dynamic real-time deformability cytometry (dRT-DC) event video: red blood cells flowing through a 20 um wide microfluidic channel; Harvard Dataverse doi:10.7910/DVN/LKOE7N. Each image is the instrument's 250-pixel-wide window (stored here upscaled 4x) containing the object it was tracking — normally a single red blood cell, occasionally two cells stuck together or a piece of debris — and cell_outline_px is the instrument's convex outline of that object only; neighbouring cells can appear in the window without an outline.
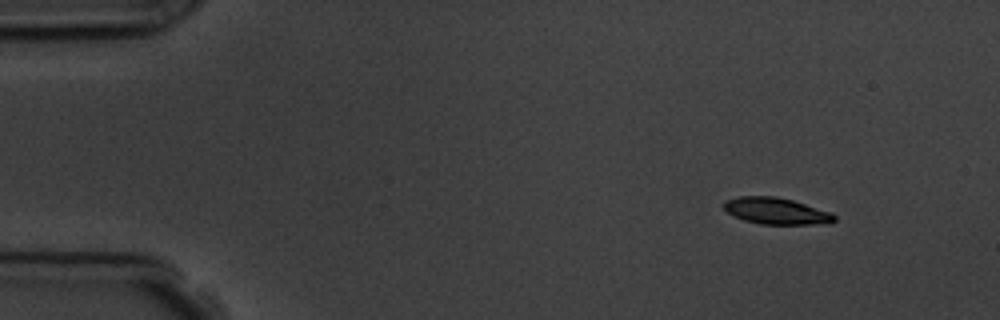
{"species": "common noctule bat (a hibernating species)", "species_latin": "Nyctalus noctula", "temperature_condition": "room temperature", "stored_images_in_passage": 5, "camera_frame_rate_fps": 3000, "um_per_image_px": 0.085, "animal": {"sex": "male", "body_mass_g": 19.5, "forearm_length_mm": 54.6}, "frame": {"image": 1, "passage_image": 1, "time_ms": 0.0, "image_size_px": [1000, 320], "cell_outline_px": [[836, 220], [832, 224], [760, 224], [744, 220], [728, 212], [720, 204], [724, 200], [740, 196], [776, 196], [792, 200], [832, 212], [836, 216]], "centroid_in_image_um": [66.0, 17.93], "position_along_channel_um": 19.0, "area_um2": 17.28}}
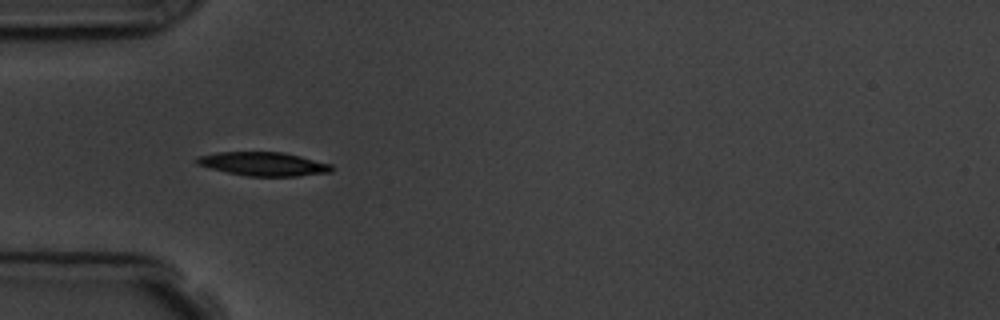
{"frame": {"image": 2, "passage_image": 4, "time_ms": 3.667, "image_size_px": [1000, 320], "cell_outline_px": [[332, 172], [296, 176], [248, 176], [228, 172], [196, 164], [196, 156], [216, 152], [280, 152], [300, 156], [332, 164]], "centroid_in_image_um": [22.39, 13.93], "position_along_channel_um": 62.6, "area_um2": 18.5}}